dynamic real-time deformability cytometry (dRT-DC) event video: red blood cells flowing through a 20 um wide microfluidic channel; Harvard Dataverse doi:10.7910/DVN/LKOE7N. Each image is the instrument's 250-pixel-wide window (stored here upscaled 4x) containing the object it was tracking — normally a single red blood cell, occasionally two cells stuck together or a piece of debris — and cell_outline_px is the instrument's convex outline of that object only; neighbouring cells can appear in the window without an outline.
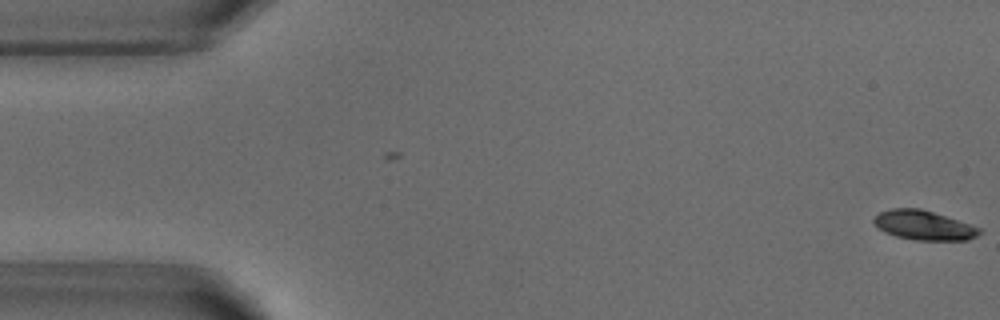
{"species": "common noctule bat (a hibernating species)", "species_latin": "Nyctalus noctula", "temperature_condition": "warm", "stored_images_in_passage": 53, "camera_frame_rate_fps": 3000, "um_per_image_px": 0.085, "animal": {"sex": "male", "body_mass_g": 18.8}, "frame": {"image": 1, "passage_image": 1, "time_ms": 0.0, "image_size_px": [1000, 320], "cell_outline_px": [[980, 232], [976, 236], [968, 240], [916, 240], [896, 236], [884, 232], [872, 220], [880, 212], [892, 208], [920, 208], [980, 228]], "centroid_in_image_um": [78.49, 19.15], "position_along_channel_um": 6.5, "area_um2": 17.69}}
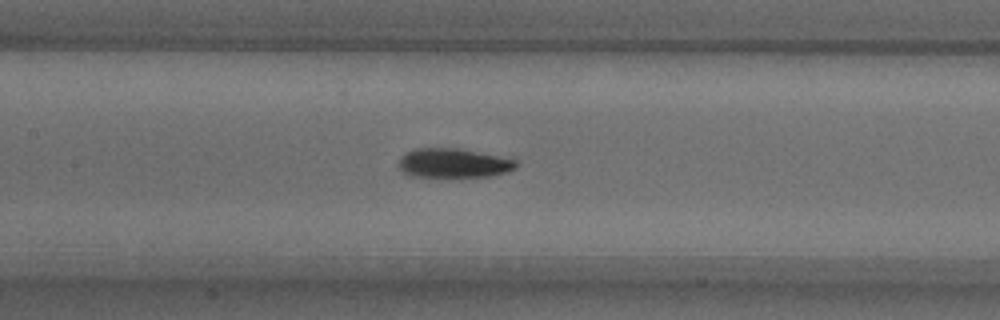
{"frame": {"image": 2, "passage_image": 24, "time_ms": 7.667, "image_size_px": [1000, 320], "cell_outline_px": [[516, 168], [504, 172], [488, 176], [460, 180], [408, 176], [400, 172], [396, 164], [400, 156], [404, 152], [412, 148], [460, 148], [516, 160]], "centroid_in_image_um": [38.41, 13.91], "position_along_channel_um": 169.0, "area_um2": 21.27}}
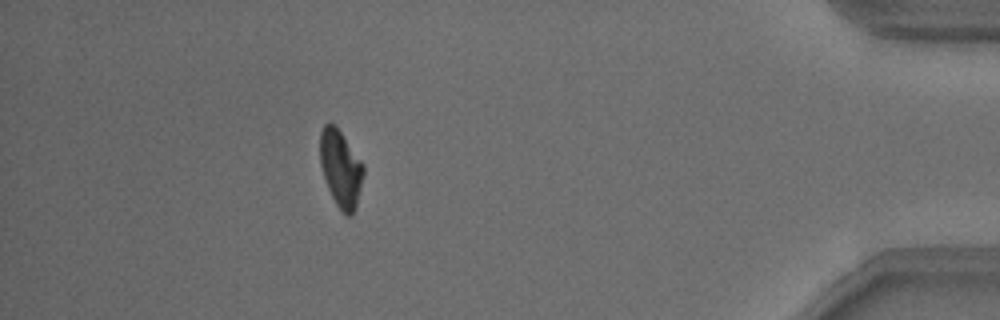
{"frame": {"image": 3, "passage_image": 47, "time_ms": 15.333, "image_size_px": [1000, 320], "cell_outline_px": [[364, 172], [356, 208], [352, 216], [348, 216], [336, 204], [328, 188], [320, 164], [320, 132], [324, 124], [332, 124], [340, 132], [364, 164]], "centroid_in_image_um": [28.97, 14.34], "position_along_channel_um": 406.2, "area_um2": 19.13}, "authors_computed_cell_mechanics": {"area_um2": 19.941, "velocity_mm_per_s": 3.8157, "shape_relaxation_time_tau1_ms": 3.24, "shape_relaxation_time_tau2_ms": 3.8013, "deformation_change_tau1": 0.1565, "deformation_change_tau2": 0.0829}}